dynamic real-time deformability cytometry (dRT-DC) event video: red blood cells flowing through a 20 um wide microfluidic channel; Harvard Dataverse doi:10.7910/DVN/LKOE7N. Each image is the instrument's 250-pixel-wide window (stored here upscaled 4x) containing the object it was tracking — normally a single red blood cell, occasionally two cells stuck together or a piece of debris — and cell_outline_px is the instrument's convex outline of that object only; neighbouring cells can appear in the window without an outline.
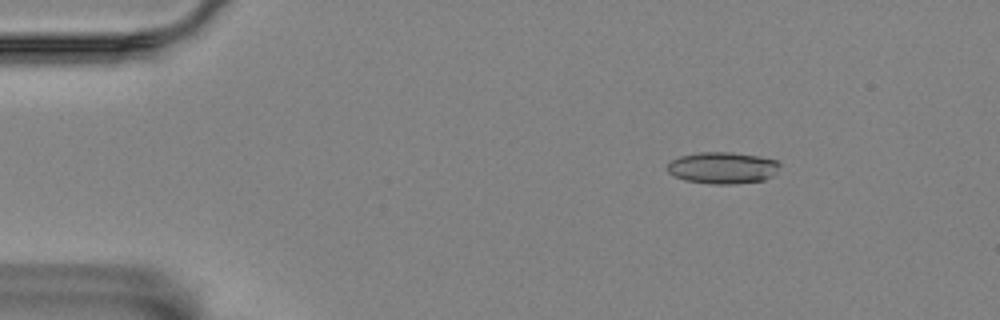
{"species": "Egyptian fruit bat (a non-hibernating species)", "species_latin": "Rousettus aegyptiacus", "temperature_condition": "room temperature", "stored_images_in_passage": 5, "camera_frame_rate_fps": 3000, "um_per_image_px": 0.085, "animal": {"sex": "female"}, "frame": {"image": 1, "passage_image": 3, "time_ms": 2.333, "image_size_px": [1000, 320], "cell_outline_px": [[780, 164], [776, 172], [772, 176], [764, 180], [732, 184], [712, 184], [684, 180], [668, 172], [664, 168], [672, 160], [680, 156], [700, 152], [728, 152], [760, 156], [776, 160]], "centroid_in_image_um": [61.41, 14.26], "position_along_channel_um": 23.6, "area_um2": 20.75}}
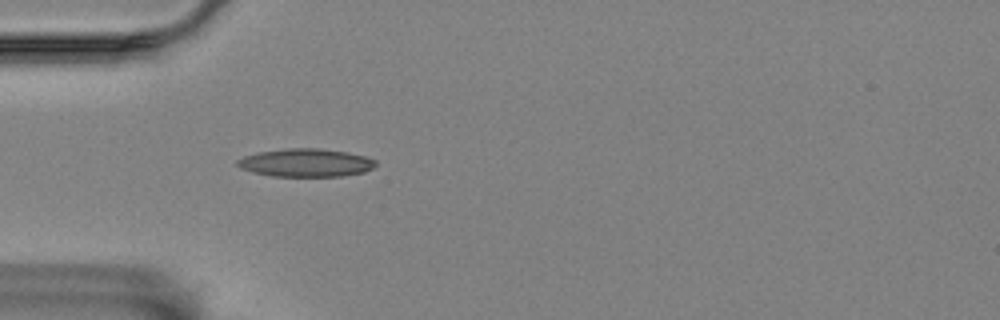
{"frame": {"image": 2, "passage_image": 5, "time_ms": 5.333, "image_size_px": [1000, 320], "cell_outline_px": [[376, 164], [372, 168], [364, 172], [340, 176], [272, 176], [252, 172], [240, 168], [236, 164], [236, 160], [244, 156], [256, 152], [284, 148], [320, 148], [348, 152], [368, 156], [376, 160]], "centroid_in_image_um": [25.98, 13.82], "position_along_channel_um": 59.0, "area_um2": 22.89}}